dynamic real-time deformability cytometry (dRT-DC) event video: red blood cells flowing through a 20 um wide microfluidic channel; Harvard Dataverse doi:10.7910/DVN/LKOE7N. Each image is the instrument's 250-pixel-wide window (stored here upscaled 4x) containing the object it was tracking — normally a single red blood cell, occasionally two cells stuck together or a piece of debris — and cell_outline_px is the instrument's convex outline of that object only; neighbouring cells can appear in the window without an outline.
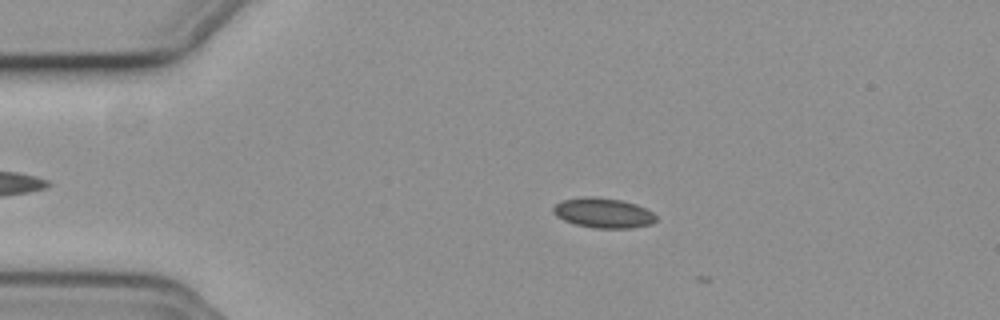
{"species": "common noctule bat (a hibernating species)", "species_latin": "Nyctalus noctula", "temperature_condition": "cold", "stored_images_in_passage": 2, "camera_frame_rate_fps": 3000, "um_per_image_px": 0.085, "animal": {"sex": "female", "body_mass_g": 19.3, "forearm_length_mm": 54.1}, "frame": {"image": 1, "passage_image": 1, "time_ms": 0.0, "image_size_px": [1000, 320], "cell_outline_px": [[656, 220], [652, 224], [632, 228], [592, 228], [576, 224], [564, 220], [556, 216], [552, 212], [552, 208], [556, 204], [564, 200], [620, 200], [636, 204], [652, 212], [656, 216]], "centroid_in_image_um": [51.33, 18.17], "position_along_channel_um": 33.7, "area_um2": 16.99}}